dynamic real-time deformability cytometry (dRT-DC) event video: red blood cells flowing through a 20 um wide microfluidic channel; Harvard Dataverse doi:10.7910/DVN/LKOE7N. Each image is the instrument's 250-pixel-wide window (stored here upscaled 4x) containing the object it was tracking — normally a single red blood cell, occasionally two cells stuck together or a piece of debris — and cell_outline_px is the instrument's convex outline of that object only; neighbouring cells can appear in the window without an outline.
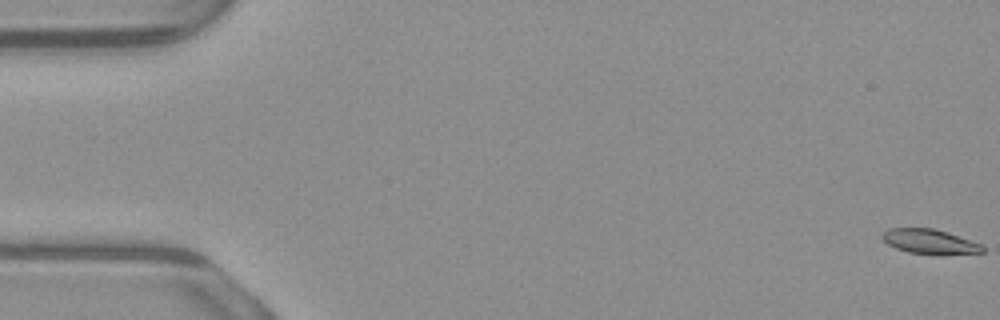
{"species": "common noctule bat (a hibernating species)", "species_latin": "Nyctalus noctula", "temperature_condition": "warm", "stored_images_in_passage": 54, "camera_frame_rate_fps": 3000, "um_per_image_px": 0.085, "animal": {"sex": "male", "body_mass_g": 23.1, "forearm_length_mm": 52.7}, "frame": {"image": 1, "passage_image": 1, "time_ms": 0.0, "image_size_px": [1000, 320], "cell_outline_px": [[984, 252], [908, 252], [896, 248], [888, 244], [880, 236], [888, 228], [932, 228], [948, 232], [980, 244], [984, 248]], "centroid_in_image_um": [78.94, 20.48], "position_along_channel_um": 6.1, "area_um2": 13.53}}
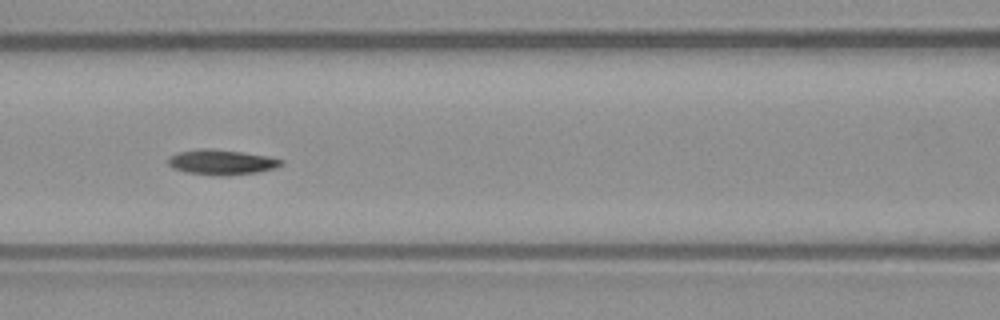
{"frame": {"image": 2, "passage_image": 24, "time_ms": 7.667, "image_size_px": [1000, 320], "cell_outline_px": [[284, 164], [276, 168], [256, 172], [224, 176], [216, 176], [184, 172], [172, 168], [168, 164], [168, 156], [176, 152], [200, 148], [212, 148], [244, 152], [268, 156], [284, 160]], "centroid_in_image_um": [18.8, 13.78], "position_along_channel_um": 147.8, "area_um2": 16.94}}
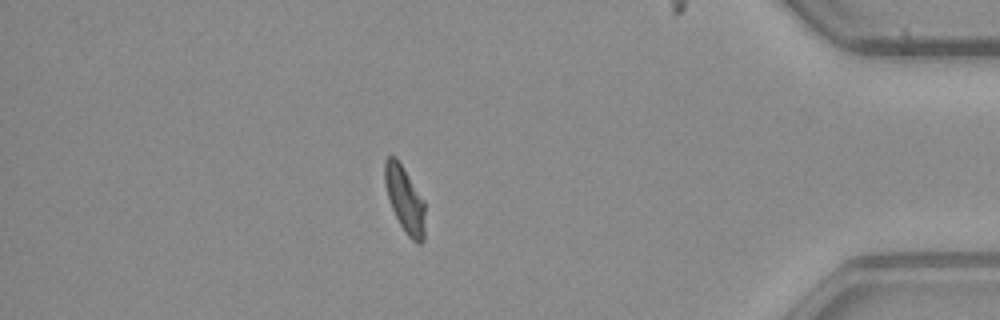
{"frame": {"image": 3, "passage_image": 47, "time_ms": 15.333, "image_size_px": [1000, 320], "cell_outline_px": [[424, 240], [420, 244], [416, 244], [404, 232], [392, 208], [384, 184], [384, 160], [388, 156], [396, 156], [424, 200]], "centroid_in_image_um": [34.4, 16.95], "position_along_channel_um": 400.8, "area_um2": 15.49}, "authors_computed_cell_mechanics": {"area_um2": 15.7794, "velocity_mm_per_s": 3.8835, "shape_relaxation_time_tau1_ms": null, "shape_relaxation_time_tau2_ms": 10.5647, "deformation_change_tau1": null, "deformation_change_tau2": 0.1559}}